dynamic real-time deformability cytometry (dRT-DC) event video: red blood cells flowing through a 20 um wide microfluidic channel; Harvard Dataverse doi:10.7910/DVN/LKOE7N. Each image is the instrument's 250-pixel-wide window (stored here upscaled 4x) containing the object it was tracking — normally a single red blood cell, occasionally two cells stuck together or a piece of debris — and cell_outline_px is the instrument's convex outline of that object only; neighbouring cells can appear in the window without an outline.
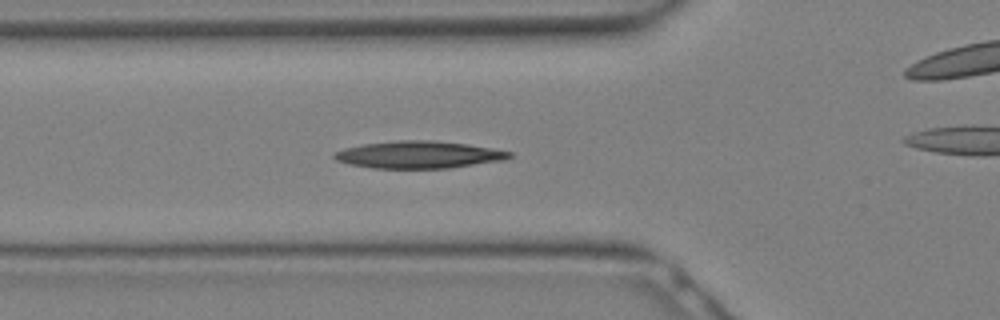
{"species": "Egyptian fruit bat (a non-hibernating species)", "species_latin": "Rousettus aegyptiacus", "temperature_condition": "warm", "stored_images_in_passage": 13, "camera_frame_rate_fps": 3000, "um_per_image_px": 0.085, "animal": {"sex": "female"}, "frame": {"image": 1, "passage_image": 2, "time_ms": 0.333, "image_size_px": [1000, 320], "cell_outline_px": [[512, 156], [508, 160], [448, 168], [372, 168], [348, 164], [336, 160], [332, 156], [336, 152], [344, 148], [360, 144], [396, 140], [432, 140], [468, 144], [492, 148], [512, 152]], "centroid_in_image_um": [35.61, 13.14], "position_along_channel_um": 90.2, "area_um2": 28.03}}
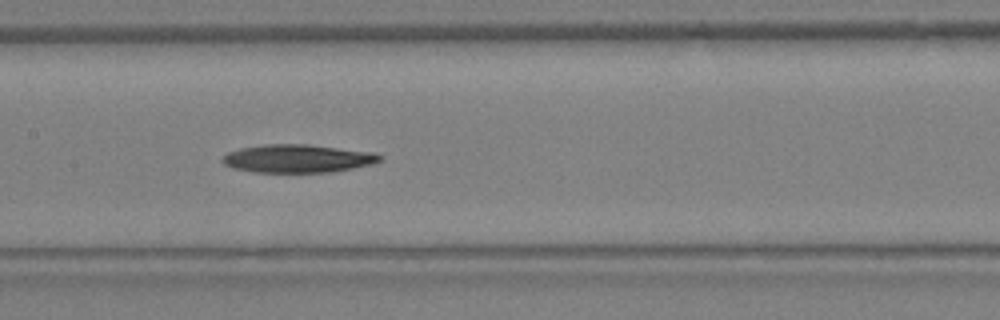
{"frame": {"image": 2, "passage_image": 6, "time_ms": 1.667, "image_size_px": [1000, 320], "cell_outline_px": [[384, 160], [372, 164], [332, 172], [252, 172], [232, 168], [224, 164], [220, 160], [228, 152], [240, 148], [264, 144], [308, 144], [372, 152], [384, 156]], "centroid_in_image_um": [25.3, 13.47], "position_along_channel_um": 182.1, "area_um2": 25.95}}
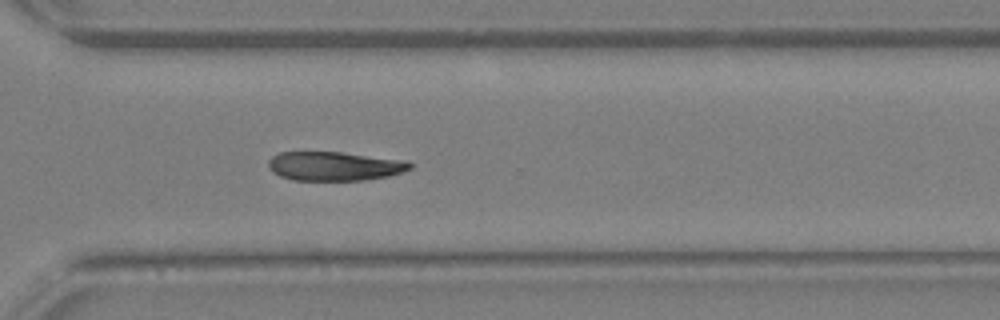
{"frame": {"image": 3, "passage_image": 13, "time_ms": 4.0, "image_size_px": [1000, 320], "cell_outline_px": [[412, 168], [404, 172], [388, 176], [364, 180], [292, 180], [280, 176], [272, 172], [268, 168], [268, 160], [272, 156], [280, 152], [340, 152], [408, 160], [412, 164]], "centroid_in_image_um": [28.44, 14.12], "position_along_channel_um": 342.2, "area_um2": 24.16}}